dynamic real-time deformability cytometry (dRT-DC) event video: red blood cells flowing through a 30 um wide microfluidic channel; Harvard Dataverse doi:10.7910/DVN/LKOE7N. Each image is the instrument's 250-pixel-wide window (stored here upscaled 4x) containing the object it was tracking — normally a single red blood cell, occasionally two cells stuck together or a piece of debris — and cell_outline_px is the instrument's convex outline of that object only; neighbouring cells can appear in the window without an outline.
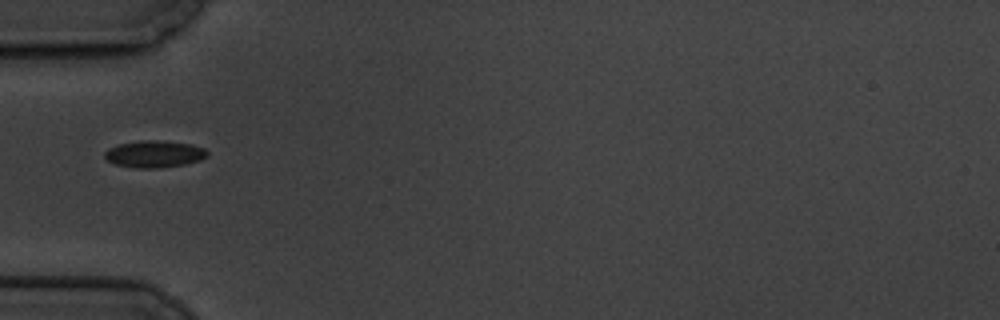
{"species": "common noctule bat (a hibernating species)", "species_latin": "Nyctalus noctula", "temperature_condition": "cold", "stored_images_in_passage": 1, "camera_frame_rate_fps": 3000, "um_per_image_px": 0.085, "animal": {"sex": "male", "body_mass_g": 19.5, "forearm_length_mm": 54.6}, "frame": {"image": 1, "passage_image": 1, "time_ms": 0.0, "image_size_px": [1000, 320], "cell_outline_px": [[208, 156], [200, 160], [184, 164], [156, 168], [136, 168], [116, 164], [108, 160], [104, 156], [104, 152], [108, 148], [120, 144], [140, 140], [156, 140], [192, 144], [204, 148], [208, 152]], "centroid_in_image_um": [13.12, 13.08], "position_along_channel_um": 71.9, "area_um2": 16.01}}